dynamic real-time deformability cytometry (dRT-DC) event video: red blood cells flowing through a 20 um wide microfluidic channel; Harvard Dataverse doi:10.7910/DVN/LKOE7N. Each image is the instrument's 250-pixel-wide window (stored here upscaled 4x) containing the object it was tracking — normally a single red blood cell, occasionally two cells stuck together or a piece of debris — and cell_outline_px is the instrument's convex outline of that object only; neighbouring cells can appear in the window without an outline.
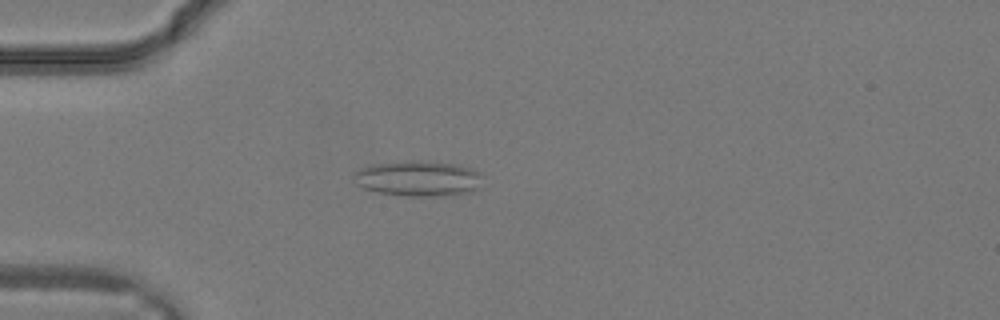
{"species": "common noctule bat (a hibernating species)", "species_latin": "Nyctalus noctula", "temperature_condition": "warm", "stored_images_in_passage": 12, "camera_frame_rate_fps": 3000, "um_per_image_px": 0.085, "animal": {"sex": "male", "body_mass_g": 19.2, "forearm_length_mm": 51.8}, "frame": {"image": 1, "passage_image": 9, "time_ms": 2.667, "image_size_px": [1000, 320], "cell_outline_px": [[484, 176], [480, 188], [472, 192], [444, 196], [404, 196], [380, 192], [364, 188], [356, 184], [352, 172], [360, 168], [372, 164], [404, 160], [420, 160], [456, 164], [472, 168], [480, 172]], "centroid_in_image_um": [35.59, 15.16], "position_along_channel_um": 49.4, "area_um2": 27.28}}